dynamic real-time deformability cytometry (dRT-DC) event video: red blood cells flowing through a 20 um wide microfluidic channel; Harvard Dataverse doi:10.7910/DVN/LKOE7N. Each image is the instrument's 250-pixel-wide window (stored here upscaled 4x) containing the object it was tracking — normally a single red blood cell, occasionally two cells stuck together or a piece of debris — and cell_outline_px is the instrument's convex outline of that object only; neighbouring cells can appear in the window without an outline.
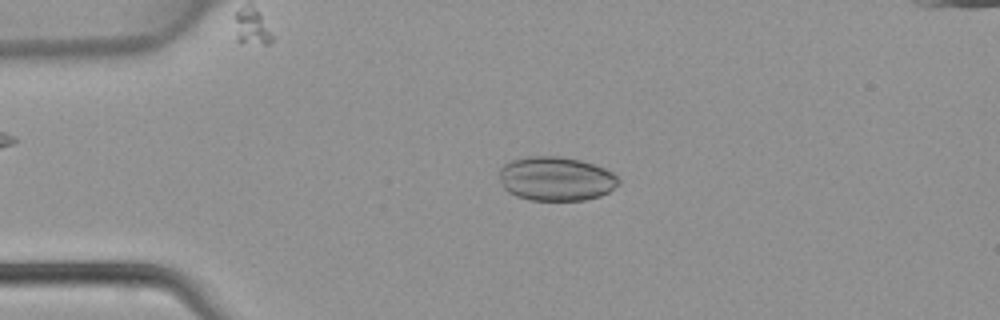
{"species": "common noctule bat (a hibernating species)", "species_latin": "Nyctalus noctula", "temperature_condition": "warm", "stored_images_in_passage": 23, "camera_frame_rate_fps": 3000, "um_per_image_px": 0.085, "animal": {"sex": "female", "body_mass_g": 22.7, "forearm_length_mm": 54.2}, "frame": {"image": 1, "passage_image": 10, "time_ms": 3.0, "image_size_px": [1000, 320], "cell_outline_px": [[620, 184], [608, 192], [600, 196], [584, 200], [528, 200], [516, 196], [508, 192], [504, 188], [500, 180], [500, 168], [504, 164], [512, 160], [528, 156], [560, 156], [580, 160], [604, 168], [612, 172], [620, 180]], "centroid_in_image_um": [47.26, 15.19], "position_along_channel_um": 37.7, "area_um2": 30.75}}
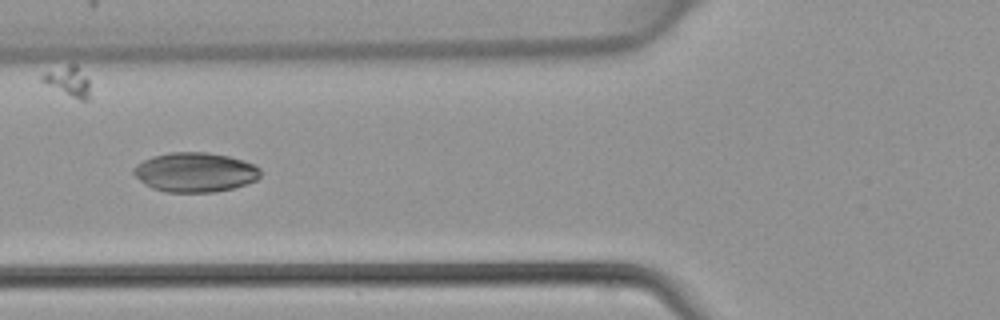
{"frame": {"image": 2, "passage_image": 17, "time_ms": 5.333, "image_size_px": [1000, 320], "cell_outline_px": [[260, 176], [256, 180], [232, 188], [212, 192], [164, 192], [152, 188], [144, 184], [132, 172], [132, 168], [136, 164], [152, 156], [168, 152], [208, 152], [228, 156], [244, 160], [256, 164], [260, 168]], "centroid_in_image_um": [16.57, 14.63], "position_along_channel_um": 109.2, "area_um2": 29.36}}
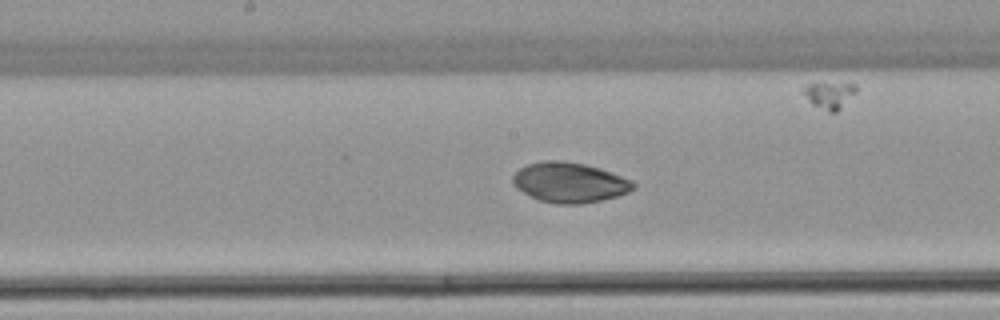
{"frame": {"image": 3, "passage_image": 23, "time_ms": 7.333, "image_size_px": [1000, 320], "cell_outline_px": [[636, 188], [628, 192], [616, 196], [600, 200], [580, 204], [556, 204], [540, 200], [516, 188], [512, 184], [512, 176], [520, 168], [528, 164], [544, 160], [564, 160], [584, 164], [600, 168], [612, 172], [632, 180], [636, 184]], "centroid_in_image_um": [48.42, 15.5], "position_along_channel_um": 199.8, "area_um2": 28.21}}